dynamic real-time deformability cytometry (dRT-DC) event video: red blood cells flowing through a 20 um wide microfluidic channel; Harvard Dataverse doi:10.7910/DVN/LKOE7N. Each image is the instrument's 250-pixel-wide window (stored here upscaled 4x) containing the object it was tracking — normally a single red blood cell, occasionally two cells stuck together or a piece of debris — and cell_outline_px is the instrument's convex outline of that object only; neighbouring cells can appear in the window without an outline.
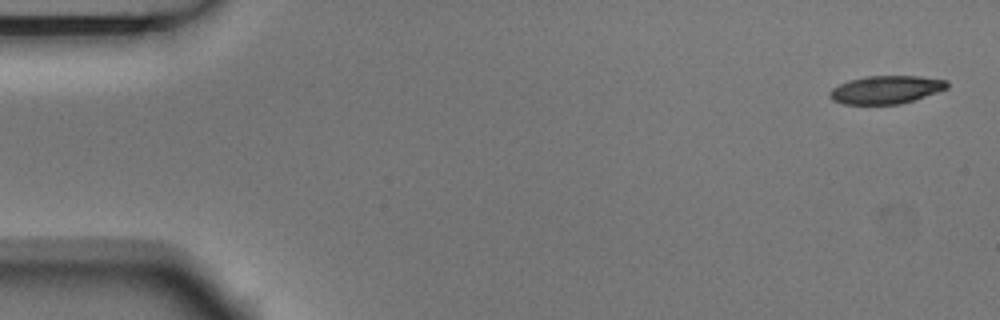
{"species": "Egyptian fruit bat (a non-hibernating species)", "species_latin": "Rousettus aegyptiacus", "temperature_condition": "room temperature", "stored_images_in_passage": 6, "camera_frame_rate_fps": 3000, "um_per_image_px": 0.085, "animal": {"sex": "male"}, "frame": {"image": 1, "passage_image": 1, "time_ms": 0.0, "image_size_px": [1000, 320], "cell_outline_px": [[948, 88], [900, 104], [844, 104], [832, 100], [828, 96], [828, 92], [832, 88], [848, 80], [868, 76], [920, 76], [948, 80]], "centroid_in_image_um": [75.28, 7.62], "position_along_channel_um": 9.7, "area_um2": 19.13}}
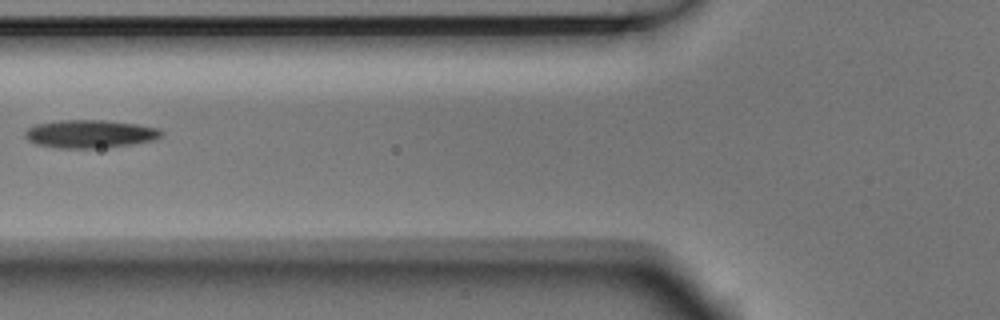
{"frame": {"image": 2, "passage_image": 5, "time_ms": 1.333, "image_size_px": [1000, 320], "cell_outline_px": [[164, 132], [160, 136], [152, 140], [132, 144], [108, 148], [56, 148], [36, 144], [28, 140], [24, 136], [24, 132], [28, 128], [36, 124], [60, 120], [108, 120], [140, 124], [160, 128]], "centroid_in_image_um": [7.66, 11.38], "position_along_channel_um": 118.1, "area_um2": 22.6}}
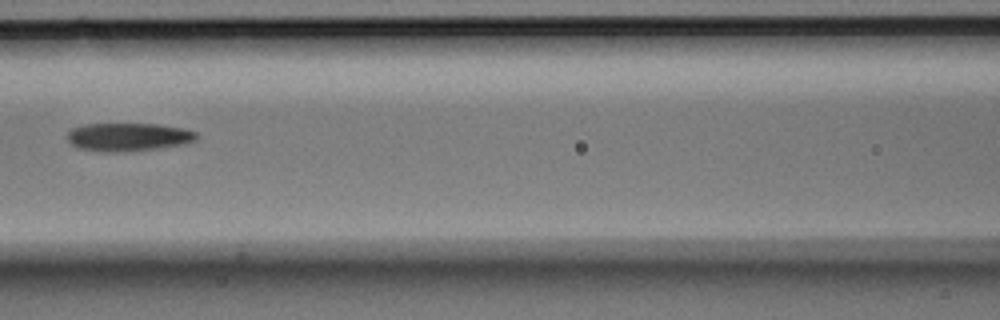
{"frame": {"image": 3, "passage_image": 6, "time_ms": 1.667, "image_size_px": [1000, 320], "cell_outline_px": [[196, 140], [184, 144], [156, 148], [116, 152], [108, 152], [80, 148], [72, 144], [68, 140], [68, 132], [72, 128], [84, 124], [156, 124], [180, 128], [196, 132]], "centroid_in_image_um": [10.88, 11.63], "position_along_channel_um": 155.7, "area_um2": 20.81}}